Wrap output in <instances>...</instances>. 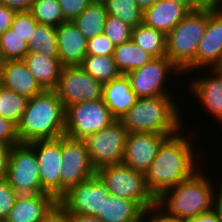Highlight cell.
Here are the masks:
<instances>
[{
	"label": "cell",
	"instance_id": "6da1fadb",
	"mask_svg": "<svg viewBox=\"0 0 222 222\" xmlns=\"http://www.w3.org/2000/svg\"><path fill=\"white\" fill-rule=\"evenodd\" d=\"M182 131L183 129L169 136L161 144L153 163L145 173L147 188L156 199L167 189L190 178L199 170L200 166L196 164L199 156L195 157L198 153L193 150L190 135L183 136Z\"/></svg>",
	"mask_w": 222,
	"mask_h": 222
},
{
	"label": "cell",
	"instance_id": "7a4b0ae2",
	"mask_svg": "<svg viewBox=\"0 0 222 222\" xmlns=\"http://www.w3.org/2000/svg\"><path fill=\"white\" fill-rule=\"evenodd\" d=\"M65 135V107L54 90L29 98L17 125L20 143L57 139Z\"/></svg>",
	"mask_w": 222,
	"mask_h": 222
},
{
	"label": "cell",
	"instance_id": "3957f363",
	"mask_svg": "<svg viewBox=\"0 0 222 222\" xmlns=\"http://www.w3.org/2000/svg\"><path fill=\"white\" fill-rule=\"evenodd\" d=\"M172 96L137 98L135 105L118 121L128 133H158L172 136L181 131L184 125L179 106L177 107Z\"/></svg>",
	"mask_w": 222,
	"mask_h": 222
},
{
	"label": "cell",
	"instance_id": "277c9868",
	"mask_svg": "<svg viewBox=\"0 0 222 222\" xmlns=\"http://www.w3.org/2000/svg\"><path fill=\"white\" fill-rule=\"evenodd\" d=\"M201 169L190 178L167 189L157 198V205L172 217L193 219L213 210L214 187Z\"/></svg>",
	"mask_w": 222,
	"mask_h": 222
},
{
	"label": "cell",
	"instance_id": "5b68a950",
	"mask_svg": "<svg viewBox=\"0 0 222 222\" xmlns=\"http://www.w3.org/2000/svg\"><path fill=\"white\" fill-rule=\"evenodd\" d=\"M208 10L190 11L167 35L166 57L182 72L196 70V53L207 27Z\"/></svg>",
	"mask_w": 222,
	"mask_h": 222
},
{
	"label": "cell",
	"instance_id": "8992f818",
	"mask_svg": "<svg viewBox=\"0 0 222 222\" xmlns=\"http://www.w3.org/2000/svg\"><path fill=\"white\" fill-rule=\"evenodd\" d=\"M96 175L109 194L134 201L144 212L157 204L156 197L147 188L145 174L123 163L100 167Z\"/></svg>",
	"mask_w": 222,
	"mask_h": 222
},
{
	"label": "cell",
	"instance_id": "52a82bcc",
	"mask_svg": "<svg viewBox=\"0 0 222 222\" xmlns=\"http://www.w3.org/2000/svg\"><path fill=\"white\" fill-rule=\"evenodd\" d=\"M115 120L103 99L72 104L65 107V135L84 140Z\"/></svg>",
	"mask_w": 222,
	"mask_h": 222
},
{
	"label": "cell",
	"instance_id": "ba28073f",
	"mask_svg": "<svg viewBox=\"0 0 222 222\" xmlns=\"http://www.w3.org/2000/svg\"><path fill=\"white\" fill-rule=\"evenodd\" d=\"M54 91L64 107L103 99V83L86 73L80 65L63 66Z\"/></svg>",
	"mask_w": 222,
	"mask_h": 222
},
{
	"label": "cell",
	"instance_id": "9c48e42d",
	"mask_svg": "<svg viewBox=\"0 0 222 222\" xmlns=\"http://www.w3.org/2000/svg\"><path fill=\"white\" fill-rule=\"evenodd\" d=\"M6 179L18 194L42 193L36 153L29 144L12 146Z\"/></svg>",
	"mask_w": 222,
	"mask_h": 222
},
{
	"label": "cell",
	"instance_id": "30bf717a",
	"mask_svg": "<svg viewBox=\"0 0 222 222\" xmlns=\"http://www.w3.org/2000/svg\"><path fill=\"white\" fill-rule=\"evenodd\" d=\"M127 134L126 128L115 120L110 126L84 139L96 170L106 165L122 163Z\"/></svg>",
	"mask_w": 222,
	"mask_h": 222
},
{
	"label": "cell",
	"instance_id": "8fae6325",
	"mask_svg": "<svg viewBox=\"0 0 222 222\" xmlns=\"http://www.w3.org/2000/svg\"><path fill=\"white\" fill-rule=\"evenodd\" d=\"M61 197L72 187L96 175L84 140L62 136Z\"/></svg>",
	"mask_w": 222,
	"mask_h": 222
},
{
	"label": "cell",
	"instance_id": "7c38bea8",
	"mask_svg": "<svg viewBox=\"0 0 222 222\" xmlns=\"http://www.w3.org/2000/svg\"><path fill=\"white\" fill-rule=\"evenodd\" d=\"M170 72H175L174 74L176 76L178 73L179 75L180 73L182 74V72L165 56L153 58L149 63L127 73L126 76L137 98H144L172 95L169 93L168 87H166L167 84H165L166 81H170L167 80L170 77L168 75H171Z\"/></svg>",
	"mask_w": 222,
	"mask_h": 222
},
{
	"label": "cell",
	"instance_id": "4fadbf2b",
	"mask_svg": "<svg viewBox=\"0 0 222 222\" xmlns=\"http://www.w3.org/2000/svg\"><path fill=\"white\" fill-rule=\"evenodd\" d=\"M29 145L36 153L42 193H48L58 201L61 198L62 136Z\"/></svg>",
	"mask_w": 222,
	"mask_h": 222
},
{
	"label": "cell",
	"instance_id": "5bb4252c",
	"mask_svg": "<svg viewBox=\"0 0 222 222\" xmlns=\"http://www.w3.org/2000/svg\"><path fill=\"white\" fill-rule=\"evenodd\" d=\"M108 195L107 187L95 175L69 189L58 203L69 214L98 216L102 212L103 201Z\"/></svg>",
	"mask_w": 222,
	"mask_h": 222
},
{
	"label": "cell",
	"instance_id": "9a60e30c",
	"mask_svg": "<svg viewBox=\"0 0 222 222\" xmlns=\"http://www.w3.org/2000/svg\"><path fill=\"white\" fill-rule=\"evenodd\" d=\"M168 137V134L128 133L122 163L145 174L153 163L161 144Z\"/></svg>",
	"mask_w": 222,
	"mask_h": 222
},
{
	"label": "cell",
	"instance_id": "2e32d148",
	"mask_svg": "<svg viewBox=\"0 0 222 222\" xmlns=\"http://www.w3.org/2000/svg\"><path fill=\"white\" fill-rule=\"evenodd\" d=\"M222 68V10H208L207 27L196 53V69Z\"/></svg>",
	"mask_w": 222,
	"mask_h": 222
},
{
	"label": "cell",
	"instance_id": "e0dca14e",
	"mask_svg": "<svg viewBox=\"0 0 222 222\" xmlns=\"http://www.w3.org/2000/svg\"><path fill=\"white\" fill-rule=\"evenodd\" d=\"M208 70L211 74L202 77L199 73L198 78L188 81L191 84L189 89L196 96V101L198 98V102L203 104L201 106L222 125V68Z\"/></svg>",
	"mask_w": 222,
	"mask_h": 222
},
{
	"label": "cell",
	"instance_id": "ac0fdd59",
	"mask_svg": "<svg viewBox=\"0 0 222 222\" xmlns=\"http://www.w3.org/2000/svg\"><path fill=\"white\" fill-rule=\"evenodd\" d=\"M59 60L62 66L81 65L87 56V39L72 21L56 27Z\"/></svg>",
	"mask_w": 222,
	"mask_h": 222
},
{
	"label": "cell",
	"instance_id": "d6986e66",
	"mask_svg": "<svg viewBox=\"0 0 222 222\" xmlns=\"http://www.w3.org/2000/svg\"><path fill=\"white\" fill-rule=\"evenodd\" d=\"M57 203L48 193L19 194L4 222H41Z\"/></svg>",
	"mask_w": 222,
	"mask_h": 222
},
{
	"label": "cell",
	"instance_id": "ffe728a7",
	"mask_svg": "<svg viewBox=\"0 0 222 222\" xmlns=\"http://www.w3.org/2000/svg\"><path fill=\"white\" fill-rule=\"evenodd\" d=\"M2 86L17 94L32 98L44 91L24 60H7L1 64Z\"/></svg>",
	"mask_w": 222,
	"mask_h": 222
},
{
	"label": "cell",
	"instance_id": "44dd1931",
	"mask_svg": "<svg viewBox=\"0 0 222 222\" xmlns=\"http://www.w3.org/2000/svg\"><path fill=\"white\" fill-rule=\"evenodd\" d=\"M191 10L172 0H157L143 11V23L167 35Z\"/></svg>",
	"mask_w": 222,
	"mask_h": 222
},
{
	"label": "cell",
	"instance_id": "7402d4cb",
	"mask_svg": "<svg viewBox=\"0 0 222 222\" xmlns=\"http://www.w3.org/2000/svg\"><path fill=\"white\" fill-rule=\"evenodd\" d=\"M136 100L137 96L126 75L103 84V101L116 120L131 109Z\"/></svg>",
	"mask_w": 222,
	"mask_h": 222
},
{
	"label": "cell",
	"instance_id": "603a6c76",
	"mask_svg": "<svg viewBox=\"0 0 222 222\" xmlns=\"http://www.w3.org/2000/svg\"><path fill=\"white\" fill-rule=\"evenodd\" d=\"M23 60L44 90L56 88L63 67L59 57L29 52Z\"/></svg>",
	"mask_w": 222,
	"mask_h": 222
},
{
	"label": "cell",
	"instance_id": "cb8c5ba5",
	"mask_svg": "<svg viewBox=\"0 0 222 222\" xmlns=\"http://www.w3.org/2000/svg\"><path fill=\"white\" fill-rule=\"evenodd\" d=\"M97 217L102 222H143L144 211L132 200L109 194Z\"/></svg>",
	"mask_w": 222,
	"mask_h": 222
},
{
	"label": "cell",
	"instance_id": "d4e9b609",
	"mask_svg": "<svg viewBox=\"0 0 222 222\" xmlns=\"http://www.w3.org/2000/svg\"><path fill=\"white\" fill-rule=\"evenodd\" d=\"M113 58L119 73L126 75L149 63L154 57L141 47H138L131 39L128 42L115 46Z\"/></svg>",
	"mask_w": 222,
	"mask_h": 222
},
{
	"label": "cell",
	"instance_id": "484cf974",
	"mask_svg": "<svg viewBox=\"0 0 222 222\" xmlns=\"http://www.w3.org/2000/svg\"><path fill=\"white\" fill-rule=\"evenodd\" d=\"M108 14L101 0L92 3L76 18L72 20L77 29L87 40L102 34Z\"/></svg>",
	"mask_w": 222,
	"mask_h": 222
},
{
	"label": "cell",
	"instance_id": "4316f807",
	"mask_svg": "<svg viewBox=\"0 0 222 222\" xmlns=\"http://www.w3.org/2000/svg\"><path fill=\"white\" fill-rule=\"evenodd\" d=\"M131 39L154 58L166 56V35L144 23L133 27Z\"/></svg>",
	"mask_w": 222,
	"mask_h": 222
},
{
	"label": "cell",
	"instance_id": "83f0119b",
	"mask_svg": "<svg viewBox=\"0 0 222 222\" xmlns=\"http://www.w3.org/2000/svg\"><path fill=\"white\" fill-rule=\"evenodd\" d=\"M80 66L86 73L103 84L121 75L116 68L113 55H87Z\"/></svg>",
	"mask_w": 222,
	"mask_h": 222
},
{
	"label": "cell",
	"instance_id": "f1b7e54d",
	"mask_svg": "<svg viewBox=\"0 0 222 222\" xmlns=\"http://www.w3.org/2000/svg\"><path fill=\"white\" fill-rule=\"evenodd\" d=\"M29 52L39 53L50 57H59L56 27L37 24L30 41L28 42Z\"/></svg>",
	"mask_w": 222,
	"mask_h": 222
},
{
	"label": "cell",
	"instance_id": "f546056e",
	"mask_svg": "<svg viewBox=\"0 0 222 222\" xmlns=\"http://www.w3.org/2000/svg\"><path fill=\"white\" fill-rule=\"evenodd\" d=\"M108 15L119 18L131 27L143 23V10L136 0H101Z\"/></svg>",
	"mask_w": 222,
	"mask_h": 222
},
{
	"label": "cell",
	"instance_id": "4dcf8cb0",
	"mask_svg": "<svg viewBox=\"0 0 222 222\" xmlns=\"http://www.w3.org/2000/svg\"><path fill=\"white\" fill-rule=\"evenodd\" d=\"M29 98L3 86L0 88V116L16 126L24 114Z\"/></svg>",
	"mask_w": 222,
	"mask_h": 222
},
{
	"label": "cell",
	"instance_id": "1f68e13d",
	"mask_svg": "<svg viewBox=\"0 0 222 222\" xmlns=\"http://www.w3.org/2000/svg\"><path fill=\"white\" fill-rule=\"evenodd\" d=\"M29 11L38 24L58 27L67 21L63 17L58 0H33Z\"/></svg>",
	"mask_w": 222,
	"mask_h": 222
},
{
	"label": "cell",
	"instance_id": "d6a6232c",
	"mask_svg": "<svg viewBox=\"0 0 222 222\" xmlns=\"http://www.w3.org/2000/svg\"><path fill=\"white\" fill-rule=\"evenodd\" d=\"M28 53V42L11 28L0 35V58L2 62L7 60H23Z\"/></svg>",
	"mask_w": 222,
	"mask_h": 222
},
{
	"label": "cell",
	"instance_id": "836d02e7",
	"mask_svg": "<svg viewBox=\"0 0 222 222\" xmlns=\"http://www.w3.org/2000/svg\"><path fill=\"white\" fill-rule=\"evenodd\" d=\"M132 29L133 27L119 18L108 15L103 33L115 46H118L131 40Z\"/></svg>",
	"mask_w": 222,
	"mask_h": 222
},
{
	"label": "cell",
	"instance_id": "e575fe53",
	"mask_svg": "<svg viewBox=\"0 0 222 222\" xmlns=\"http://www.w3.org/2000/svg\"><path fill=\"white\" fill-rule=\"evenodd\" d=\"M38 22L28 11H17L10 28L25 41L29 42Z\"/></svg>",
	"mask_w": 222,
	"mask_h": 222
},
{
	"label": "cell",
	"instance_id": "d590c367",
	"mask_svg": "<svg viewBox=\"0 0 222 222\" xmlns=\"http://www.w3.org/2000/svg\"><path fill=\"white\" fill-rule=\"evenodd\" d=\"M19 194L9 185L7 179L0 180V219L5 221Z\"/></svg>",
	"mask_w": 222,
	"mask_h": 222
},
{
	"label": "cell",
	"instance_id": "8d00e7d4",
	"mask_svg": "<svg viewBox=\"0 0 222 222\" xmlns=\"http://www.w3.org/2000/svg\"><path fill=\"white\" fill-rule=\"evenodd\" d=\"M115 45L104 33L87 40V55H113Z\"/></svg>",
	"mask_w": 222,
	"mask_h": 222
},
{
	"label": "cell",
	"instance_id": "74e56055",
	"mask_svg": "<svg viewBox=\"0 0 222 222\" xmlns=\"http://www.w3.org/2000/svg\"><path fill=\"white\" fill-rule=\"evenodd\" d=\"M93 0H58L63 17L67 21H72L78 17Z\"/></svg>",
	"mask_w": 222,
	"mask_h": 222
},
{
	"label": "cell",
	"instance_id": "f35d334b",
	"mask_svg": "<svg viewBox=\"0 0 222 222\" xmlns=\"http://www.w3.org/2000/svg\"><path fill=\"white\" fill-rule=\"evenodd\" d=\"M19 143L17 126L11 121L0 116V144L14 146Z\"/></svg>",
	"mask_w": 222,
	"mask_h": 222
},
{
	"label": "cell",
	"instance_id": "ab89813d",
	"mask_svg": "<svg viewBox=\"0 0 222 222\" xmlns=\"http://www.w3.org/2000/svg\"><path fill=\"white\" fill-rule=\"evenodd\" d=\"M143 222H187V220L168 215L156 204L144 212Z\"/></svg>",
	"mask_w": 222,
	"mask_h": 222
},
{
	"label": "cell",
	"instance_id": "60d3db41",
	"mask_svg": "<svg viewBox=\"0 0 222 222\" xmlns=\"http://www.w3.org/2000/svg\"><path fill=\"white\" fill-rule=\"evenodd\" d=\"M41 222H70L69 213L57 203Z\"/></svg>",
	"mask_w": 222,
	"mask_h": 222
},
{
	"label": "cell",
	"instance_id": "b9f144b4",
	"mask_svg": "<svg viewBox=\"0 0 222 222\" xmlns=\"http://www.w3.org/2000/svg\"><path fill=\"white\" fill-rule=\"evenodd\" d=\"M16 12L11 7L0 4V35L10 28Z\"/></svg>",
	"mask_w": 222,
	"mask_h": 222
},
{
	"label": "cell",
	"instance_id": "7bdbcfd3",
	"mask_svg": "<svg viewBox=\"0 0 222 222\" xmlns=\"http://www.w3.org/2000/svg\"><path fill=\"white\" fill-rule=\"evenodd\" d=\"M11 148L0 144V180L7 176Z\"/></svg>",
	"mask_w": 222,
	"mask_h": 222
},
{
	"label": "cell",
	"instance_id": "ee69618b",
	"mask_svg": "<svg viewBox=\"0 0 222 222\" xmlns=\"http://www.w3.org/2000/svg\"><path fill=\"white\" fill-rule=\"evenodd\" d=\"M193 10H222V0H192Z\"/></svg>",
	"mask_w": 222,
	"mask_h": 222
},
{
	"label": "cell",
	"instance_id": "f6af8a7d",
	"mask_svg": "<svg viewBox=\"0 0 222 222\" xmlns=\"http://www.w3.org/2000/svg\"><path fill=\"white\" fill-rule=\"evenodd\" d=\"M33 0H0V4L11 7L16 11H28L30 10Z\"/></svg>",
	"mask_w": 222,
	"mask_h": 222
},
{
	"label": "cell",
	"instance_id": "bcb514c9",
	"mask_svg": "<svg viewBox=\"0 0 222 222\" xmlns=\"http://www.w3.org/2000/svg\"><path fill=\"white\" fill-rule=\"evenodd\" d=\"M213 211L218 215L222 222V182L219 185L218 190H214L213 193Z\"/></svg>",
	"mask_w": 222,
	"mask_h": 222
},
{
	"label": "cell",
	"instance_id": "7dc6e473",
	"mask_svg": "<svg viewBox=\"0 0 222 222\" xmlns=\"http://www.w3.org/2000/svg\"><path fill=\"white\" fill-rule=\"evenodd\" d=\"M187 222H221L218 215L213 211L202 213L201 215L187 220Z\"/></svg>",
	"mask_w": 222,
	"mask_h": 222
},
{
	"label": "cell",
	"instance_id": "c3c4849f",
	"mask_svg": "<svg viewBox=\"0 0 222 222\" xmlns=\"http://www.w3.org/2000/svg\"><path fill=\"white\" fill-rule=\"evenodd\" d=\"M70 222H102L97 216L69 214Z\"/></svg>",
	"mask_w": 222,
	"mask_h": 222
},
{
	"label": "cell",
	"instance_id": "681fc988",
	"mask_svg": "<svg viewBox=\"0 0 222 222\" xmlns=\"http://www.w3.org/2000/svg\"><path fill=\"white\" fill-rule=\"evenodd\" d=\"M138 6L144 11L151 7L157 0H136Z\"/></svg>",
	"mask_w": 222,
	"mask_h": 222
},
{
	"label": "cell",
	"instance_id": "f907efd6",
	"mask_svg": "<svg viewBox=\"0 0 222 222\" xmlns=\"http://www.w3.org/2000/svg\"><path fill=\"white\" fill-rule=\"evenodd\" d=\"M174 2L186 5L191 11H193L192 0H172Z\"/></svg>",
	"mask_w": 222,
	"mask_h": 222
},
{
	"label": "cell",
	"instance_id": "816d5d0a",
	"mask_svg": "<svg viewBox=\"0 0 222 222\" xmlns=\"http://www.w3.org/2000/svg\"><path fill=\"white\" fill-rule=\"evenodd\" d=\"M2 87V74H1V70H0V88Z\"/></svg>",
	"mask_w": 222,
	"mask_h": 222
}]
</instances>
